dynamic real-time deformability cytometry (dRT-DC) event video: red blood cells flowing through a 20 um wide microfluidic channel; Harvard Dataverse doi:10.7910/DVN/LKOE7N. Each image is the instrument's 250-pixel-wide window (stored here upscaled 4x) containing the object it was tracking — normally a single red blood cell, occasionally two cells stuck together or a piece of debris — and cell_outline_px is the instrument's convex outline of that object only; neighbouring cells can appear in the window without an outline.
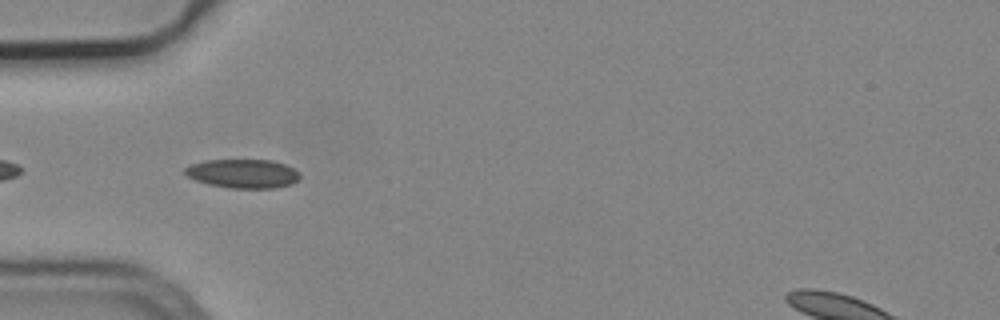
{"species": "common noctule bat (a hibernating species)", "species_latin": "Nyctalus noctula", "temperature_condition": "cold", "stored_images_in_passage": 15, "camera_frame_rate_fps": 3000, "um_per_image_px": 0.085, "animal": {"sex": "male", "body_mass_g": 19.2, "forearm_length_mm": 51.8}, "frame": {"image": 1, "passage_image": 3, "time_ms": 0.667, "image_size_px": [1000, 320], "cell_outline_px": [[300, 176], [292, 184], [276, 188], [232, 188], [208, 184], [196, 180], [188, 176], [184, 172], [184, 168], [192, 164], [204, 160], [272, 160], [284, 164], [292, 168]], "centroid_in_image_um": [20.63, 14.75], "position_along_channel_um": 64.4, "area_um2": 19.19}}